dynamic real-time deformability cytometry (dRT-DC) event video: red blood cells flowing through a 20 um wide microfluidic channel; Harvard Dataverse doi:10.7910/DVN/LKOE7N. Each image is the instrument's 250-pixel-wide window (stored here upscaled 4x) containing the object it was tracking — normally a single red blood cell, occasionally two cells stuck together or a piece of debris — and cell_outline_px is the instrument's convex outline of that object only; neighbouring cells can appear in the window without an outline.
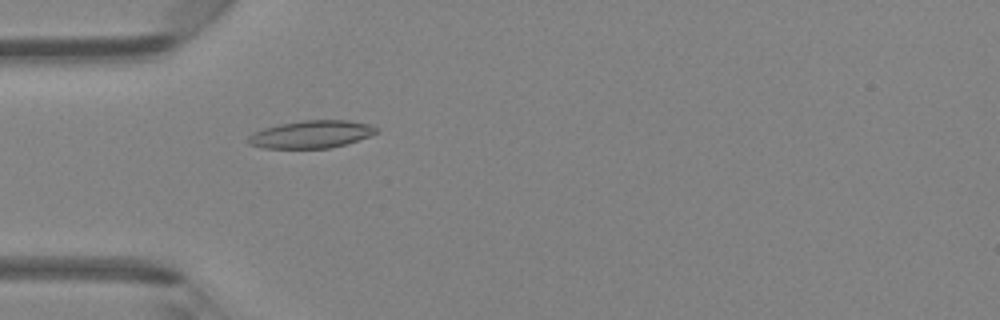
{"species": "Egyptian fruit bat (a non-hibernating species)", "species_latin": "Rousettus aegyptiacus", "temperature_condition": "room temperature", "stored_images_in_passage": 48, "camera_frame_rate_fps": 3000, "um_per_image_px": 0.085, "animal": {"sex": "female"}, "frame": {"image": 1, "passage_image": 15, "time_ms": 4.667, "image_size_px": [1000, 320], "cell_outline_px": [[380, 132], [332, 148], [264, 148], [248, 144], [248, 136], [252, 132], [264, 128], [280, 124], [304, 120], [348, 120], [368, 124], [380, 128]], "centroid_in_image_um": [26.46, 11.41], "position_along_channel_um": 58.5, "area_um2": 20.58}}
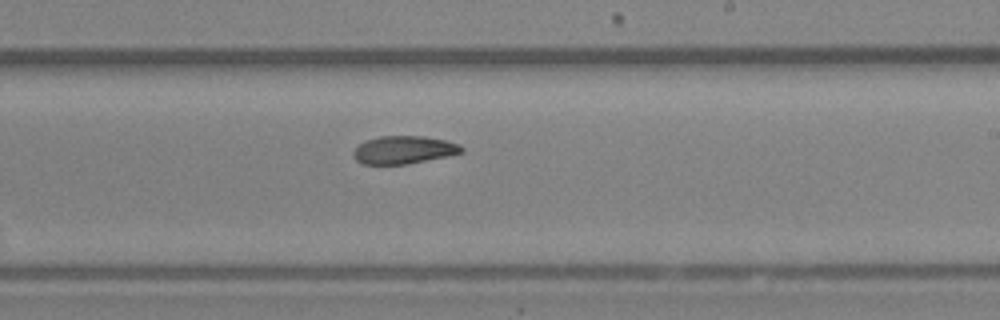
{"frame": {"image": 2, "passage_image": 29, "time_ms": 9.333, "image_size_px": [1000, 320], "cell_outline_px": [[464, 152], [448, 156], [408, 164], [364, 164], [356, 160], [352, 156], [352, 152], [364, 140], [380, 136], [424, 136], [444, 140], [460, 144], [464, 148]], "centroid_in_image_um": [34.33, 12.74], "position_along_channel_um": 254.7, "area_um2": 17.69}}
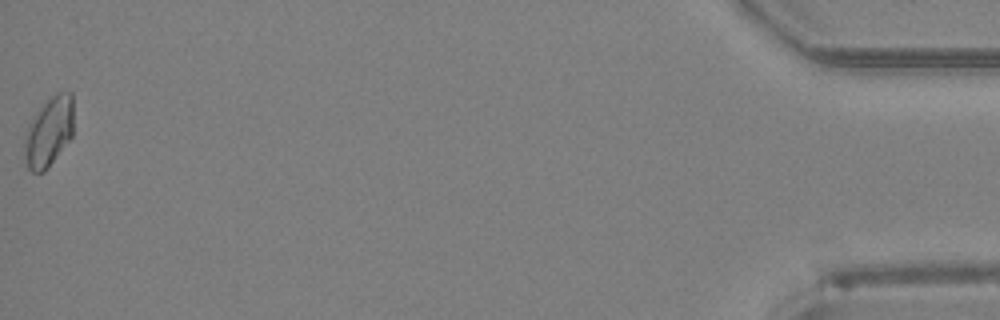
{"frame": {"image": 3, "passage_image": 48, "time_ms": 15.667, "image_size_px": [1000, 320], "cell_outline_px": [[72, 136], [48, 168], [44, 172], [32, 172], [28, 168], [24, 156], [24, 140], [28, 124], [32, 116], [56, 92], [72, 92]], "centroid_in_image_um": [4.13, 11.22], "position_along_channel_um": 431.1, "area_um2": 19.83}, "authors_computed_cell_mechanics": {"area_um2": 18.6694, "velocity_mm_per_s": 4.309, "shape_relaxation_time_tau1_ms": null, "shape_relaxation_time_tau2_ms": 6.6965, "deformation_change_tau1": null, "deformation_change_tau2": 0.1387}}